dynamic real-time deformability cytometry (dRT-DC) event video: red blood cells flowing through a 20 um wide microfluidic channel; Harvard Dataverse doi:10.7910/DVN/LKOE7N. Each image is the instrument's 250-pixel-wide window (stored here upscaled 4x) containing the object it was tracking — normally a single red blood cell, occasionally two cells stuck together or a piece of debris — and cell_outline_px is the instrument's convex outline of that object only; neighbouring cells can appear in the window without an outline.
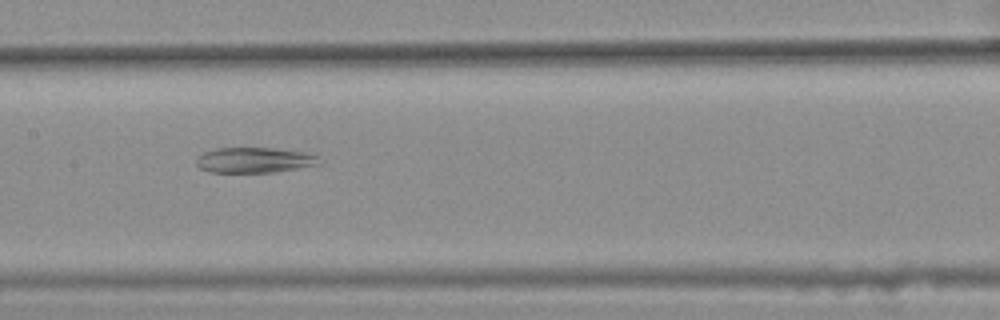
{"species": "common noctule bat (a hibernating species)", "species_latin": "Nyctalus noctula", "temperature_condition": "warm", "stored_images_in_passage": 50, "segment_of_instrument_passage": [2, 2], "camera_frame_rate_fps": 3000, "um_per_image_px": 0.085, "animal": {"sex": "female", "body_mass_g": 25.1}, "frame": {"image": 1, "passage_image": 28, "time_ms": 9.0, "image_size_px": [1000, 320], "cell_outline_px": [[324, 164], [272, 172], [208, 172], [200, 168], [196, 164], [196, 156], [204, 152], [216, 148], [272, 148], [308, 152], [320, 156]], "centroid_in_image_um": [21.68, 13.6], "position_along_channel_um": 185.7, "area_um2": 18.5}}
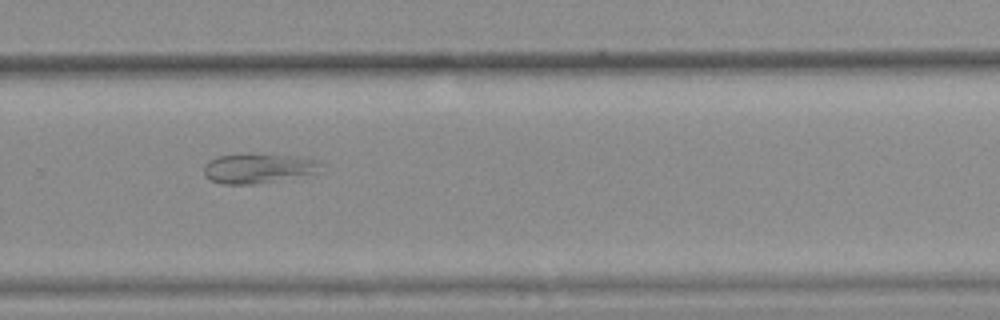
{"frame": {"image": 2, "passage_image": 38, "time_ms": 12.333, "image_size_px": [1000, 320], "cell_outline_px": [[324, 164], [320, 172], [256, 184], [220, 184], [208, 180], [204, 176], [204, 164], [208, 160], [216, 156], [240, 152], [252, 152], [308, 156]], "centroid_in_image_um": [21.94, 14.25], "position_along_channel_um": 307.9, "area_um2": 21.44}}
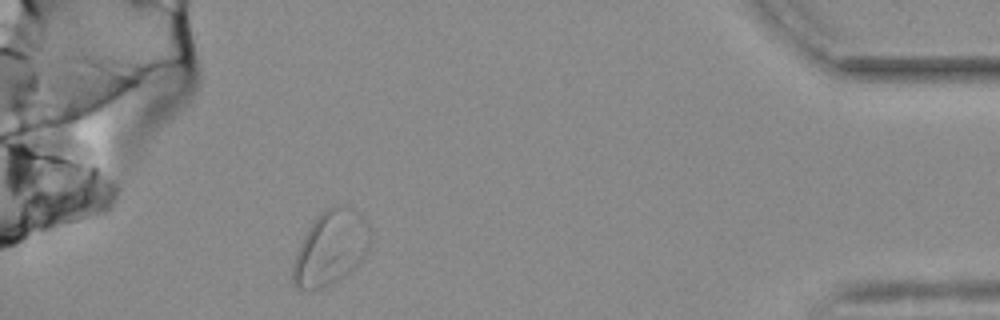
{"frame": {"image": 3, "passage_image": 50, "time_ms": 16.333, "image_size_px": [1000, 320], "cell_outline_px": [[368, 248], [360, 260], [344, 276], [332, 284], [324, 288], [312, 292], [300, 292], [292, 284], [292, 264], [296, 252], [304, 236], [316, 216], [328, 208], [336, 204], [348, 204], [356, 208], [368, 228]], "centroid_in_image_um": [28.03, 21.11], "position_along_channel_um": 407.2, "area_um2": 33.64}}